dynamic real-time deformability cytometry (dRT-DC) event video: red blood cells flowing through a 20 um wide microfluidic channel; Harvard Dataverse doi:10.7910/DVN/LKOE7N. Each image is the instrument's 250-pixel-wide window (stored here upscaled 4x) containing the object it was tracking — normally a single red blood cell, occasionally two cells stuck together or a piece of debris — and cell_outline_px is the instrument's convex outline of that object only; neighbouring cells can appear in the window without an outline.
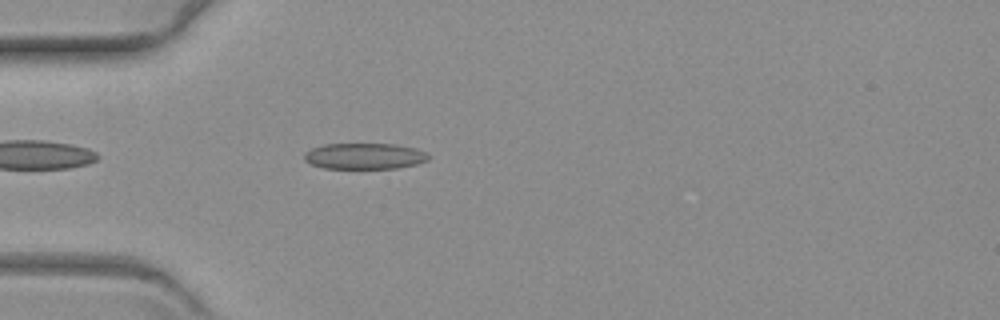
{"species": "common noctule bat (a hibernating species)", "species_latin": "Nyctalus noctula", "temperature_condition": "warm", "stored_images_in_passage": 42, "camera_frame_rate_fps": 3000, "um_per_image_px": 0.085, "animal": {"sex": "female", "body_mass_g": 19.3, "forearm_length_mm": 54.1}, "frame": {"image": 1, "passage_image": 1, "time_ms": 0.0, "image_size_px": [1000, 320], "cell_outline_px": [[428, 160], [416, 164], [396, 168], [324, 168], [312, 164], [304, 160], [304, 152], [312, 148], [324, 144], [396, 144], [416, 148], [424, 152], [428, 156]], "centroid_in_image_um": [30.96, 13.26], "position_along_channel_um": 54.0, "area_um2": 18.73}}
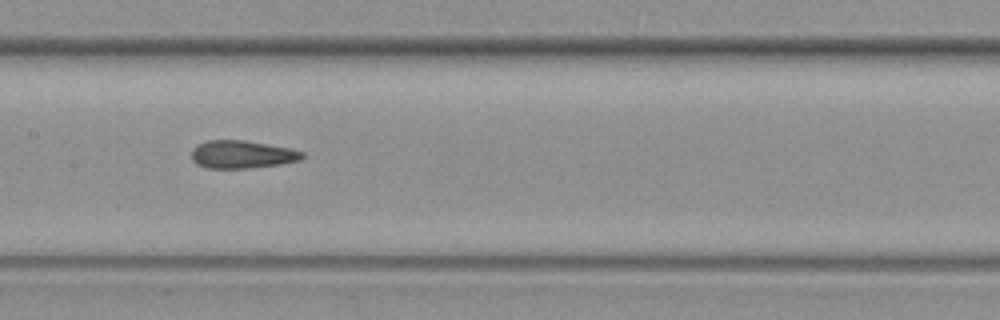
{"frame": {"image": 2, "passage_image": 13, "time_ms": 4.0, "image_size_px": [1000, 320], "cell_outline_px": [[304, 156], [300, 160], [280, 164], [248, 168], [208, 168], [196, 164], [192, 160], [192, 148], [196, 144], [208, 140], [244, 140], [288, 148], [304, 152]], "centroid_in_image_um": [20.53, 13.12], "position_along_channel_um": 186.9, "area_um2": 17.92}}
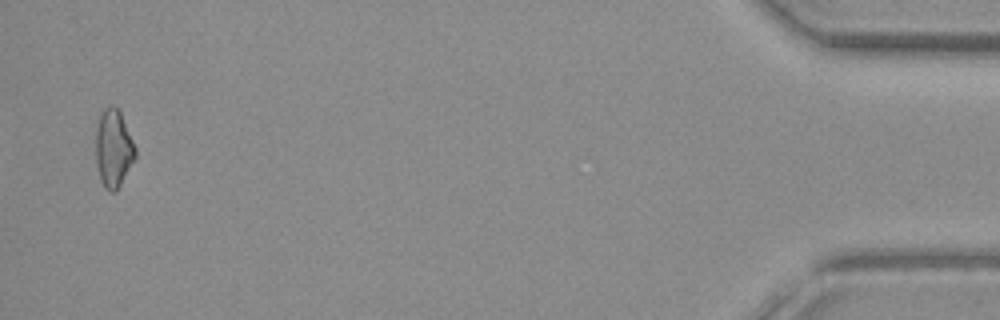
{"frame": {"image": 3, "passage_image": 41, "time_ms": 13.333, "image_size_px": [1000, 320], "cell_outline_px": [[136, 156], [116, 192], [108, 192], [104, 188], [100, 180], [96, 164], [96, 128], [100, 112], [108, 104], [112, 104], [120, 112], [136, 148]], "centroid_in_image_um": [9.62, 12.62], "position_along_channel_um": 425.6, "area_um2": 18.03}}